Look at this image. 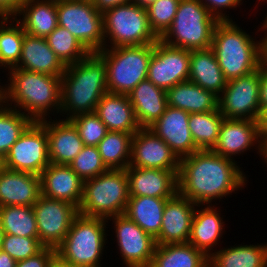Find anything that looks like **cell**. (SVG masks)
Returning a JSON list of instances; mask_svg holds the SVG:
<instances>
[{
  "instance_id": "cb8c5ba5",
  "label": "cell",
  "mask_w": 267,
  "mask_h": 267,
  "mask_svg": "<svg viewBox=\"0 0 267 267\" xmlns=\"http://www.w3.org/2000/svg\"><path fill=\"white\" fill-rule=\"evenodd\" d=\"M13 68L62 76L66 66L56 56L44 37H35L25 33L20 60Z\"/></svg>"
},
{
  "instance_id": "f6af8a7d",
  "label": "cell",
  "mask_w": 267,
  "mask_h": 267,
  "mask_svg": "<svg viewBox=\"0 0 267 267\" xmlns=\"http://www.w3.org/2000/svg\"><path fill=\"white\" fill-rule=\"evenodd\" d=\"M218 21H232L221 9L236 8L242 0H199Z\"/></svg>"
},
{
  "instance_id": "9a60e30c",
  "label": "cell",
  "mask_w": 267,
  "mask_h": 267,
  "mask_svg": "<svg viewBox=\"0 0 267 267\" xmlns=\"http://www.w3.org/2000/svg\"><path fill=\"white\" fill-rule=\"evenodd\" d=\"M118 248L127 267H150L157 246L153 236L145 232L125 214L112 216Z\"/></svg>"
},
{
  "instance_id": "4316f807",
  "label": "cell",
  "mask_w": 267,
  "mask_h": 267,
  "mask_svg": "<svg viewBox=\"0 0 267 267\" xmlns=\"http://www.w3.org/2000/svg\"><path fill=\"white\" fill-rule=\"evenodd\" d=\"M188 81L199 85L218 97L221 95L227 85V80L211 47L190 51Z\"/></svg>"
},
{
  "instance_id": "e0dca14e",
  "label": "cell",
  "mask_w": 267,
  "mask_h": 267,
  "mask_svg": "<svg viewBox=\"0 0 267 267\" xmlns=\"http://www.w3.org/2000/svg\"><path fill=\"white\" fill-rule=\"evenodd\" d=\"M262 142L258 121L224 118L218 140L211 151L233 159L231 156L241 154L258 143V153L262 155Z\"/></svg>"
},
{
  "instance_id": "f5cc1de1",
  "label": "cell",
  "mask_w": 267,
  "mask_h": 267,
  "mask_svg": "<svg viewBox=\"0 0 267 267\" xmlns=\"http://www.w3.org/2000/svg\"><path fill=\"white\" fill-rule=\"evenodd\" d=\"M51 267H82V266H76L66 263L56 256Z\"/></svg>"
},
{
  "instance_id": "836d02e7",
  "label": "cell",
  "mask_w": 267,
  "mask_h": 267,
  "mask_svg": "<svg viewBox=\"0 0 267 267\" xmlns=\"http://www.w3.org/2000/svg\"><path fill=\"white\" fill-rule=\"evenodd\" d=\"M134 133L108 131L97 145L103 163L108 169H126L130 165Z\"/></svg>"
},
{
  "instance_id": "bcb514c9",
  "label": "cell",
  "mask_w": 267,
  "mask_h": 267,
  "mask_svg": "<svg viewBox=\"0 0 267 267\" xmlns=\"http://www.w3.org/2000/svg\"><path fill=\"white\" fill-rule=\"evenodd\" d=\"M27 0H0V17H14Z\"/></svg>"
},
{
  "instance_id": "44dd1931",
  "label": "cell",
  "mask_w": 267,
  "mask_h": 267,
  "mask_svg": "<svg viewBox=\"0 0 267 267\" xmlns=\"http://www.w3.org/2000/svg\"><path fill=\"white\" fill-rule=\"evenodd\" d=\"M39 176L43 196L66 201L79 208L84 181L69 165L50 163Z\"/></svg>"
},
{
  "instance_id": "ffe728a7",
  "label": "cell",
  "mask_w": 267,
  "mask_h": 267,
  "mask_svg": "<svg viewBox=\"0 0 267 267\" xmlns=\"http://www.w3.org/2000/svg\"><path fill=\"white\" fill-rule=\"evenodd\" d=\"M125 170L129 196L169 199L178 192V175L173 171L132 166Z\"/></svg>"
},
{
  "instance_id": "5b68a950",
  "label": "cell",
  "mask_w": 267,
  "mask_h": 267,
  "mask_svg": "<svg viewBox=\"0 0 267 267\" xmlns=\"http://www.w3.org/2000/svg\"><path fill=\"white\" fill-rule=\"evenodd\" d=\"M125 169H108L84 181L78 213L88 217L109 218L125 213L129 200Z\"/></svg>"
},
{
  "instance_id": "8fae6325",
  "label": "cell",
  "mask_w": 267,
  "mask_h": 267,
  "mask_svg": "<svg viewBox=\"0 0 267 267\" xmlns=\"http://www.w3.org/2000/svg\"><path fill=\"white\" fill-rule=\"evenodd\" d=\"M3 159L8 170L40 175L50 164L46 128L34 121Z\"/></svg>"
},
{
  "instance_id": "9f6ffc18",
  "label": "cell",
  "mask_w": 267,
  "mask_h": 267,
  "mask_svg": "<svg viewBox=\"0 0 267 267\" xmlns=\"http://www.w3.org/2000/svg\"><path fill=\"white\" fill-rule=\"evenodd\" d=\"M262 29L265 31V33H266V35L265 36H267V16L265 17V20H264V22H263V24H262Z\"/></svg>"
},
{
  "instance_id": "52a82bcc",
  "label": "cell",
  "mask_w": 267,
  "mask_h": 267,
  "mask_svg": "<svg viewBox=\"0 0 267 267\" xmlns=\"http://www.w3.org/2000/svg\"><path fill=\"white\" fill-rule=\"evenodd\" d=\"M106 221L101 217L78 214L62 241L56 248V256L62 261L82 267H101L106 236Z\"/></svg>"
},
{
  "instance_id": "db71d44e",
  "label": "cell",
  "mask_w": 267,
  "mask_h": 267,
  "mask_svg": "<svg viewBox=\"0 0 267 267\" xmlns=\"http://www.w3.org/2000/svg\"><path fill=\"white\" fill-rule=\"evenodd\" d=\"M156 0H133V3L139 5L140 7L147 8L150 4L154 3Z\"/></svg>"
},
{
  "instance_id": "3957f363",
  "label": "cell",
  "mask_w": 267,
  "mask_h": 267,
  "mask_svg": "<svg viewBox=\"0 0 267 267\" xmlns=\"http://www.w3.org/2000/svg\"><path fill=\"white\" fill-rule=\"evenodd\" d=\"M108 92L106 66L97 53L67 65L61 76V112L69 120L95 112L101 97ZM70 114H69V113Z\"/></svg>"
},
{
  "instance_id": "ab89813d",
  "label": "cell",
  "mask_w": 267,
  "mask_h": 267,
  "mask_svg": "<svg viewBox=\"0 0 267 267\" xmlns=\"http://www.w3.org/2000/svg\"><path fill=\"white\" fill-rule=\"evenodd\" d=\"M180 0H156L147 8L151 31L160 39L172 25Z\"/></svg>"
},
{
  "instance_id": "b9f144b4",
  "label": "cell",
  "mask_w": 267,
  "mask_h": 267,
  "mask_svg": "<svg viewBox=\"0 0 267 267\" xmlns=\"http://www.w3.org/2000/svg\"><path fill=\"white\" fill-rule=\"evenodd\" d=\"M69 120L77 129L83 144L87 146H97L108 132L95 112L80 114Z\"/></svg>"
},
{
  "instance_id": "603a6c76",
  "label": "cell",
  "mask_w": 267,
  "mask_h": 267,
  "mask_svg": "<svg viewBox=\"0 0 267 267\" xmlns=\"http://www.w3.org/2000/svg\"><path fill=\"white\" fill-rule=\"evenodd\" d=\"M40 195L39 175L6 168L0 172V207L33 206Z\"/></svg>"
},
{
  "instance_id": "2e32d148",
  "label": "cell",
  "mask_w": 267,
  "mask_h": 267,
  "mask_svg": "<svg viewBox=\"0 0 267 267\" xmlns=\"http://www.w3.org/2000/svg\"><path fill=\"white\" fill-rule=\"evenodd\" d=\"M179 174L180 159L172 149L149 128L138 129L132 137L130 165Z\"/></svg>"
},
{
  "instance_id": "74e56055",
  "label": "cell",
  "mask_w": 267,
  "mask_h": 267,
  "mask_svg": "<svg viewBox=\"0 0 267 267\" xmlns=\"http://www.w3.org/2000/svg\"><path fill=\"white\" fill-rule=\"evenodd\" d=\"M33 122L19 109L6 106L0 101V155L3 158Z\"/></svg>"
},
{
  "instance_id": "ac0fdd59",
  "label": "cell",
  "mask_w": 267,
  "mask_h": 267,
  "mask_svg": "<svg viewBox=\"0 0 267 267\" xmlns=\"http://www.w3.org/2000/svg\"><path fill=\"white\" fill-rule=\"evenodd\" d=\"M189 115L187 111L167 106L164 114L149 127L179 159L199 151L189 129Z\"/></svg>"
},
{
  "instance_id": "d6986e66",
  "label": "cell",
  "mask_w": 267,
  "mask_h": 267,
  "mask_svg": "<svg viewBox=\"0 0 267 267\" xmlns=\"http://www.w3.org/2000/svg\"><path fill=\"white\" fill-rule=\"evenodd\" d=\"M198 206L177 192L167 199L162 216V226L155 238L157 245L187 243L191 233V224Z\"/></svg>"
},
{
  "instance_id": "484cf974",
  "label": "cell",
  "mask_w": 267,
  "mask_h": 267,
  "mask_svg": "<svg viewBox=\"0 0 267 267\" xmlns=\"http://www.w3.org/2000/svg\"><path fill=\"white\" fill-rule=\"evenodd\" d=\"M128 97L141 128L152 126L164 114L167 107L166 91L148 79L142 80Z\"/></svg>"
},
{
  "instance_id": "6da1fadb",
  "label": "cell",
  "mask_w": 267,
  "mask_h": 267,
  "mask_svg": "<svg viewBox=\"0 0 267 267\" xmlns=\"http://www.w3.org/2000/svg\"><path fill=\"white\" fill-rule=\"evenodd\" d=\"M236 164L211 150L194 152L180 159L178 192L198 207L210 205L213 199L243 189L247 180Z\"/></svg>"
},
{
  "instance_id": "681fc988",
  "label": "cell",
  "mask_w": 267,
  "mask_h": 267,
  "mask_svg": "<svg viewBox=\"0 0 267 267\" xmlns=\"http://www.w3.org/2000/svg\"><path fill=\"white\" fill-rule=\"evenodd\" d=\"M258 123L260 137L263 141L267 137V108L261 112Z\"/></svg>"
},
{
  "instance_id": "816d5d0a",
  "label": "cell",
  "mask_w": 267,
  "mask_h": 267,
  "mask_svg": "<svg viewBox=\"0 0 267 267\" xmlns=\"http://www.w3.org/2000/svg\"><path fill=\"white\" fill-rule=\"evenodd\" d=\"M262 63L267 66V36L261 40Z\"/></svg>"
},
{
  "instance_id": "9c48e42d",
  "label": "cell",
  "mask_w": 267,
  "mask_h": 267,
  "mask_svg": "<svg viewBox=\"0 0 267 267\" xmlns=\"http://www.w3.org/2000/svg\"><path fill=\"white\" fill-rule=\"evenodd\" d=\"M103 32L106 39L104 48L108 46L107 40H110L112 48L147 45L158 40L150 29L146 8L133 2L105 11Z\"/></svg>"
},
{
  "instance_id": "7bdbcfd3",
  "label": "cell",
  "mask_w": 267,
  "mask_h": 267,
  "mask_svg": "<svg viewBox=\"0 0 267 267\" xmlns=\"http://www.w3.org/2000/svg\"><path fill=\"white\" fill-rule=\"evenodd\" d=\"M45 246L38 237H24L4 233L1 250L8 253L16 262L37 255Z\"/></svg>"
},
{
  "instance_id": "d6a6232c",
  "label": "cell",
  "mask_w": 267,
  "mask_h": 267,
  "mask_svg": "<svg viewBox=\"0 0 267 267\" xmlns=\"http://www.w3.org/2000/svg\"><path fill=\"white\" fill-rule=\"evenodd\" d=\"M210 267H267L266 245H239L214 252Z\"/></svg>"
},
{
  "instance_id": "680465c9",
  "label": "cell",
  "mask_w": 267,
  "mask_h": 267,
  "mask_svg": "<svg viewBox=\"0 0 267 267\" xmlns=\"http://www.w3.org/2000/svg\"><path fill=\"white\" fill-rule=\"evenodd\" d=\"M4 169V159L3 157L0 155V172Z\"/></svg>"
},
{
  "instance_id": "d590c367",
  "label": "cell",
  "mask_w": 267,
  "mask_h": 267,
  "mask_svg": "<svg viewBox=\"0 0 267 267\" xmlns=\"http://www.w3.org/2000/svg\"><path fill=\"white\" fill-rule=\"evenodd\" d=\"M10 18V16L0 17V67H8V69L15 67L20 60L25 34L17 17L12 16L11 20ZM8 22L9 26H7Z\"/></svg>"
},
{
  "instance_id": "11a10c76",
  "label": "cell",
  "mask_w": 267,
  "mask_h": 267,
  "mask_svg": "<svg viewBox=\"0 0 267 267\" xmlns=\"http://www.w3.org/2000/svg\"><path fill=\"white\" fill-rule=\"evenodd\" d=\"M262 155L267 163V137L262 142Z\"/></svg>"
},
{
  "instance_id": "7402d4cb",
  "label": "cell",
  "mask_w": 267,
  "mask_h": 267,
  "mask_svg": "<svg viewBox=\"0 0 267 267\" xmlns=\"http://www.w3.org/2000/svg\"><path fill=\"white\" fill-rule=\"evenodd\" d=\"M39 122L46 128L50 163L69 165L84 146L73 123L67 119Z\"/></svg>"
},
{
  "instance_id": "8d00e7d4",
  "label": "cell",
  "mask_w": 267,
  "mask_h": 267,
  "mask_svg": "<svg viewBox=\"0 0 267 267\" xmlns=\"http://www.w3.org/2000/svg\"><path fill=\"white\" fill-rule=\"evenodd\" d=\"M0 226L4 233L24 237H38L33 206L0 207Z\"/></svg>"
},
{
  "instance_id": "1f68e13d",
  "label": "cell",
  "mask_w": 267,
  "mask_h": 267,
  "mask_svg": "<svg viewBox=\"0 0 267 267\" xmlns=\"http://www.w3.org/2000/svg\"><path fill=\"white\" fill-rule=\"evenodd\" d=\"M209 257L190 243L157 245L150 267H207Z\"/></svg>"
},
{
  "instance_id": "277c9868",
  "label": "cell",
  "mask_w": 267,
  "mask_h": 267,
  "mask_svg": "<svg viewBox=\"0 0 267 267\" xmlns=\"http://www.w3.org/2000/svg\"><path fill=\"white\" fill-rule=\"evenodd\" d=\"M234 23L219 21L212 36L211 48L227 81L258 70L262 62L261 39L255 42Z\"/></svg>"
},
{
  "instance_id": "c3c4849f",
  "label": "cell",
  "mask_w": 267,
  "mask_h": 267,
  "mask_svg": "<svg viewBox=\"0 0 267 267\" xmlns=\"http://www.w3.org/2000/svg\"><path fill=\"white\" fill-rule=\"evenodd\" d=\"M95 8L100 12L104 13L105 11L114 8L118 5L129 4L133 0H91Z\"/></svg>"
},
{
  "instance_id": "83f0119b",
  "label": "cell",
  "mask_w": 267,
  "mask_h": 267,
  "mask_svg": "<svg viewBox=\"0 0 267 267\" xmlns=\"http://www.w3.org/2000/svg\"><path fill=\"white\" fill-rule=\"evenodd\" d=\"M20 14H23L22 20L18 22L31 36L46 38L58 26L57 1L54 0H27L14 17Z\"/></svg>"
},
{
  "instance_id": "4dcf8cb0",
  "label": "cell",
  "mask_w": 267,
  "mask_h": 267,
  "mask_svg": "<svg viewBox=\"0 0 267 267\" xmlns=\"http://www.w3.org/2000/svg\"><path fill=\"white\" fill-rule=\"evenodd\" d=\"M166 201V198L130 196L124 214L145 232L156 238L162 226Z\"/></svg>"
},
{
  "instance_id": "7dc6e473",
  "label": "cell",
  "mask_w": 267,
  "mask_h": 267,
  "mask_svg": "<svg viewBox=\"0 0 267 267\" xmlns=\"http://www.w3.org/2000/svg\"><path fill=\"white\" fill-rule=\"evenodd\" d=\"M259 74H260V94H259V102L261 112L267 108V66L262 62L259 66Z\"/></svg>"
},
{
  "instance_id": "60d3db41",
  "label": "cell",
  "mask_w": 267,
  "mask_h": 267,
  "mask_svg": "<svg viewBox=\"0 0 267 267\" xmlns=\"http://www.w3.org/2000/svg\"><path fill=\"white\" fill-rule=\"evenodd\" d=\"M69 166L83 181L94 178L108 170L102 161L97 146L84 145Z\"/></svg>"
},
{
  "instance_id": "7c38bea8",
  "label": "cell",
  "mask_w": 267,
  "mask_h": 267,
  "mask_svg": "<svg viewBox=\"0 0 267 267\" xmlns=\"http://www.w3.org/2000/svg\"><path fill=\"white\" fill-rule=\"evenodd\" d=\"M221 94L218 97V109L224 118L259 121V68L246 76L227 81Z\"/></svg>"
},
{
  "instance_id": "d4e9b609",
  "label": "cell",
  "mask_w": 267,
  "mask_h": 267,
  "mask_svg": "<svg viewBox=\"0 0 267 267\" xmlns=\"http://www.w3.org/2000/svg\"><path fill=\"white\" fill-rule=\"evenodd\" d=\"M95 113L108 131L135 133L141 128L126 94L106 92L98 102Z\"/></svg>"
},
{
  "instance_id": "f546056e",
  "label": "cell",
  "mask_w": 267,
  "mask_h": 267,
  "mask_svg": "<svg viewBox=\"0 0 267 267\" xmlns=\"http://www.w3.org/2000/svg\"><path fill=\"white\" fill-rule=\"evenodd\" d=\"M201 209H195L188 243L210 257L213 253L211 252L212 247L217 245L223 235L224 222L214 205L213 207L208 205Z\"/></svg>"
},
{
  "instance_id": "6f0895ef",
  "label": "cell",
  "mask_w": 267,
  "mask_h": 267,
  "mask_svg": "<svg viewBox=\"0 0 267 267\" xmlns=\"http://www.w3.org/2000/svg\"><path fill=\"white\" fill-rule=\"evenodd\" d=\"M3 235H4V232H3L2 227L0 226V250H1V246H2Z\"/></svg>"
},
{
  "instance_id": "e575fe53",
  "label": "cell",
  "mask_w": 267,
  "mask_h": 267,
  "mask_svg": "<svg viewBox=\"0 0 267 267\" xmlns=\"http://www.w3.org/2000/svg\"><path fill=\"white\" fill-rule=\"evenodd\" d=\"M224 117L219 109L205 113H190L189 129L199 150H211L216 144Z\"/></svg>"
},
{
  "instance_id": "ee69618b",
  "label": "cell",
  "mask_w": 267,
  "mask_h": 267,
  "mask_svg": "<svg viewBox=\"0 0 267 267\" xmlns=\"http://www.w3.org/2000/svg\"><path fill=\"white\" fill-rule=\"evenodd\" d=\"M56 257V249L45 247L37 255L16 262L15 267H51Z\"/></svg>"
},
{
  "instance_id": "8992f818",
  "label": "cell",
  "mask_w": 267,
  "mask_h": 267,
  "mask_svg": "<svg viewBox=\"0 0 267 267\" xmlns=\"http://www.w3.org/2000/svg\"><path fill=\"white\" fill-rule=\"evenodd\" d=\"M218 22L201 1L180 0L172 25L159 40L190 51L207 49Z\"/></svg>"
},
{
  "instance_id": "7a4b0ae2",
  "label": "cell",
  "mask_w": 267,
  "mask_h": 267,
  "mask_svg": "<svg viewBox=\"0 0 267 267\" xmlns=\"http://www.w3.org/2000/svg\"><path fill=\"white\" fill-rule=\"evenodd\" d=\"M9 82L0 87L1 101L19 108L33 121L45 120L47 113L61 109V76L47 75L19 68H11ZM11 101V105L9 102ZM9 104V105H8ZM22 108V110H21ZM53 108V109H51ZM28 112V113H26Z\"/></svg>"
},
{
  "instance_id": "30bf717a",
  "label": "cell",
  "mask_w": 267,
  "mask_h": 267,
  "mask_svg": "<svg viewBox=\"0 0 267 267\" xmlns=\"http://www.w3.org/2000/svg\"><path fill=\"white\" fill-rule=\"evenodd\" d=\"M57 19L90 53L104 49L103 13L91 0L57 1Z\"/></svg>"
},
{
  "instance_id": "f1b7e54d",
  "label": "cell",
  "mask_w": 267,
  "mask_h": 267,
  "mask_svg": "<svg viewBox=\"0 0 267 267\" xmlns=\"http://www.w3.org/2000/svg\"><path fill=\"white\" fill-rule=\"evenodd\" d=\"M167 106L188 113H205L218 110V96L194 84L185 81L166 91Z\"/></svg>"
},
{
  "instance_id": "ba28073f",
  "label": "cell",
  "mask_w": 267,
  "mask_h": 267,
  "mask_svg": "<svg viewBox=\"0 0 267 267\" xmlns=\"http://www.w3.org/2000/svg\"><path fill=\"white\" fill-rule=\"evenodd\" d=\"M109 47L97 52L105 62L107 90L128 95L142 80L147 79L154 43Z\"/></svg>"
},
{
  "instance_id": "f35d334b",
  "label": "cell",
  "mask_w": 267,
  "mask_h": 267,
  "mask_svg": "<svg viewBox=\"0 0 267 267\" xmlns=\"http://www.w3.org/2000/svg\"><path fill=\"white\" fill-rule=\"evenodd\" d=\"M45 39L65 66L79 62L90 54L83 44L64 27L57 26Z\"/></svg>"
},
{
  "instance_id": "f907efd6",
  "label": "cell",
  "mask_w": 267,
  "mask_h": 267,
  "mask_svg": "<svg viewBox=\"0 0 267 267\" xmlns=\"http://www.w3.org/2000/svg\"><path fill=\"white\" fill-rule=\"evenodd\" d=\"M16 261L6 252L0 250V267H15Z\"/></svg>"
},
{
  "instance_id": "5bb4252c",
  "label": "cell",
  "mask_w": 267,
  "mask_h": 267,
  "mask_svg": "<svg viewBox=\"0 0 267 267\" xmlns=\"http://www.w3.org/2000/svg\"><path fill=\"white\" fill-rule=\"evenodd\" d=\"M190 50L154 43L149 62L147 79L155 86L167 91L178 83L188 81Z\"/></svg>"
},
{
  "instance_id": "4fadbf2b",
  "label": "cell",
  "mask_w": 267,
  "mask_h": 267,
  "mask_svg": "<svg viewBox=\"0 0 267 267\" xmlns=\"http://www.w3.org/2000/svg\"><path fill=\"white\" fill-rule=\"evenodd\" d=\"M36 216L38 239L45 247L56 249L65 239L78 208L66 201L40 195L33 205Z\"/></svg>"
}]
</instances>
